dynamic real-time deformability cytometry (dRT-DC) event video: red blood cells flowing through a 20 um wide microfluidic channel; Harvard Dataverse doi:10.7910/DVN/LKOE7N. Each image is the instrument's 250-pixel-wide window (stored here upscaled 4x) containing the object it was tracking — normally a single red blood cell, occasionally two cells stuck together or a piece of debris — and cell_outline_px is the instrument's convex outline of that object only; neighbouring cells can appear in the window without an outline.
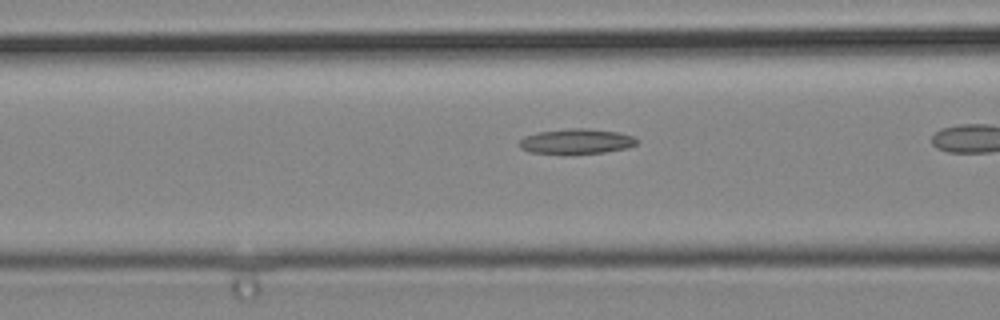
{"species": "common noctule bat (a hibernating species)", "species_latin": "Nyctalus noctula", "temperature_condition": "cold", "stored_images_in_passage": 21, "camera_frame_rate_fps": 3000, "um_per_image_px": 0.085, "animal": {"sex": "male", "body_mass_g": 19.2, "forearm_length_mm": 51.8}, "frame": {"image": 1, "passage_image": 5, "time_ms": 1.333, "image_size_px": [1000, 320], "cell_outline_px": [[636, 144], [628, 148], [604, 152], [528, 152], [520, 148], [520, 140], [524, 136], [536, 132], [568, 128], [584, 128], [616, 132], [632, 136], [636, 140]], "centroid_in_image_um": [48.96, 11.99], "position_along_channel_um": 117.6, "area_um2": 16.59}}
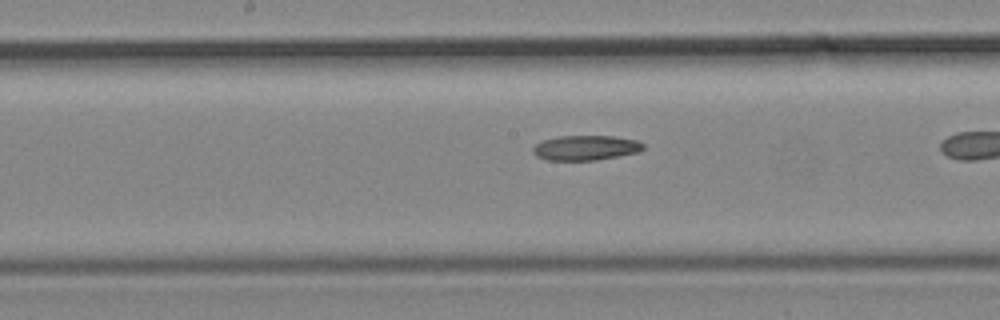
{"frame": {"image": 2, "passage_image": 10, "time_ms": 3.0, "image_size_px": [1000, 320], "cell_outline_px": [[644, 148], [640, 152], [596, 160], [548, 160], [536, 156], [532, 152], [532, 148], [536, 144], [544, 140], [560, 136], [612, 136], [636, 140], [644, 144]], "centroid_in_image_um": [49.79, 12.56], "position_along_channel_um": 198.4, "area_um2": 15.95}}